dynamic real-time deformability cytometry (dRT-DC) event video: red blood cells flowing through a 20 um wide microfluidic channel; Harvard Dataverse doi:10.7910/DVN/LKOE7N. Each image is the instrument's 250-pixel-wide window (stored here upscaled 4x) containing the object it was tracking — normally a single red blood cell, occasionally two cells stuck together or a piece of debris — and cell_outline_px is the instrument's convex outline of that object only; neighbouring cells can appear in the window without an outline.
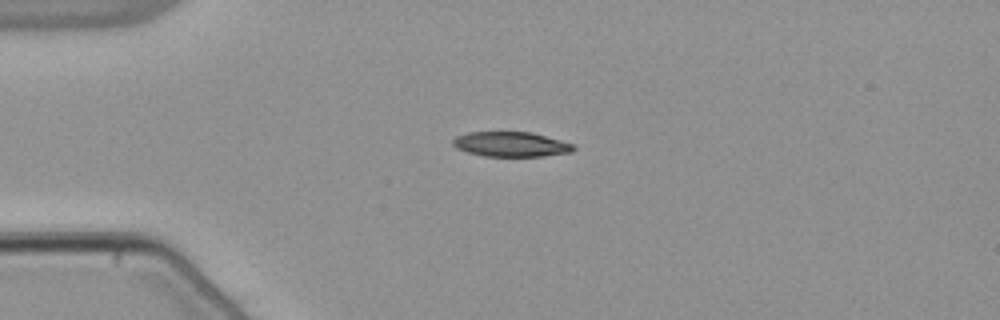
{"species": "common noctule bat (a hibernating species)", "species_latin": "Nyctalus noctula", "temperature_condition": "warm", "stored_images_in_passage": 41, "camera_frame_rate_fps": 3000, "um_per_image_px": 0.085, "animal": {"sex": "male", "body_mass_g": 21.5, "forearm_length_mm": 52.0}, "frame": {"image": 1, "passage_image": 1, "time_ms": 0.0, "image_size_px": [1000, 320], "cell_outline_px": [[576, 148], [572, 152], [544, 156], [484, 156], [468, 152], [456, 148], [452, 144], [452, 140], [456, 136], [468, 132], [532, 132], [576, 144]], "centroid_in_image_um": [43.47, 12.26], "position_along_channel_um": 41.5, "area_um2": 17.63}}
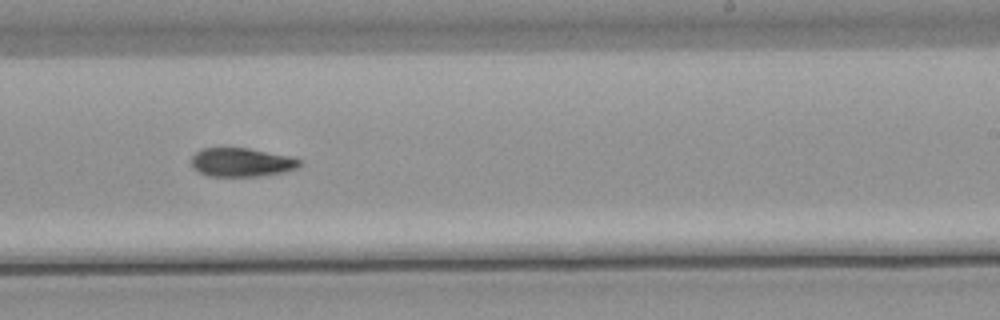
{"frame": {"image": 2, "passage_image": 21, "time_ms": 6.667, "image_size_px": [1000, 320], "cell_outline_px": [[304, 164], [300, 168], [284, 172], [260, 176], [208, 176], [192, 168], [192, 156], [200, 148], [248, 148], [292, 156], [304, 160]], "centroid_in_image_um": [20.61, 13.79], "position_along_channel_um": 268.4, "area_um2": 18.5}}
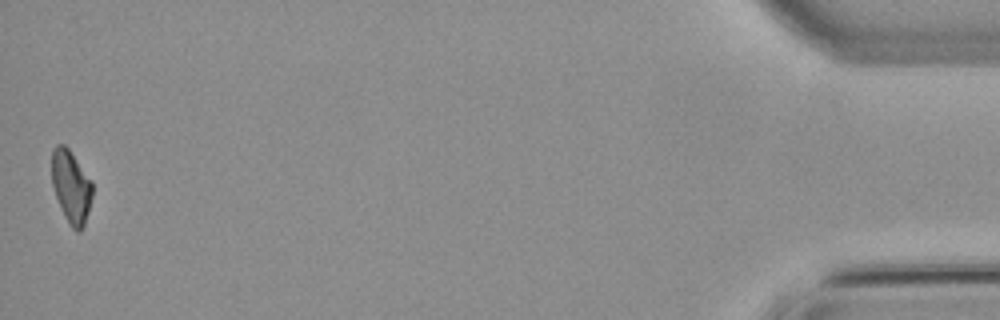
{"frame": {"image": 3, "passage_image": 41, "time_ms": 13.333, "image_size_px": [1000, 320], "cell_outline_px": [[92, 196], [88, 212], [84, 224], [80, 232], [76, 232], [68, 224], [56, 196], [52, 184], [52, 148], [56, 144], [64, 144], [68, 148], [92, 180]], "centroid_in_image_um": [6.04, 15.85], "position_along_channel_um": 429.2, "area_um2": 17.17}, "authors_computed_cell_mechanics": {"area_um2": 18.6694, "velocity_mm_per_s": 3.835, "shape_relaxation_time_tau1_ms": 7.6534, "shape_relaxation_time_tau2_ms": 7.5938, "deformation_change_tau1": 0.189, "deformation_change_tau2": 0.138}}